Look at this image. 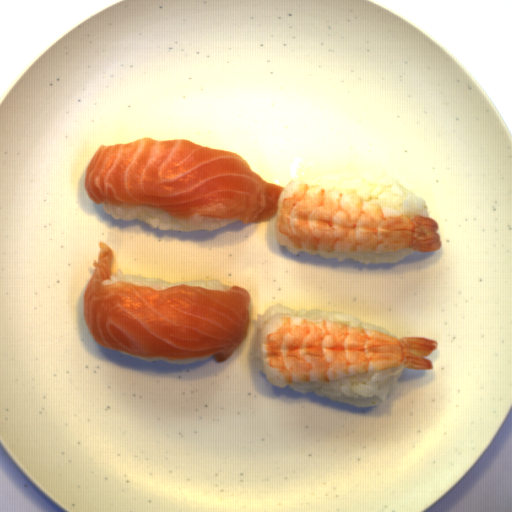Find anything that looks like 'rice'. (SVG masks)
<instances>
[{"mask_svg":"<svg viewBox=\"0 0 512 512\" xmlns=\"http://www.w3.org/2000/svg\"><path fill=\"white\" fill-rule=\"evenodd\" d=\"M289 252L298 254L299 252H306L310 255L319 254L326 258H337L338 261H345L346 259H353L362 264L379 263V264H392L399 261L417 251L412 248H404L399 251L393 252H352V251H334V252H323L307 248H298L286 246Z\"/></svg>","mask_w":512,"mask_h":512,"instance_id":"5","label":"rice"},{"mask_svg":"<svg viewBox=\"0 0 512 512\" xmlns=\"http://www.w3.org/2000/svg\"><path fill=\"white\" fill-rule=\"evenodd\" d=\"M103 209L114 219L140 220L159 231H209L228 227L240 219L181 221L172 215L157 209L138 206L108 205L105 201Z\"/></svg>","mask_w":512,"mask_h":512,"instance_id":"3","label":"rice"},{"mask_svg":"<svg viewBox=\"0 0 512 512\" xmlns=\"http://www.w3.org/2000/svg\"><path fill=\"white\" fill-rule=\"evenodd\" d=\"M404 365L390 367L358 375L347 376L336 381H299L283 383L269 380L278 387L289 386L297 392H314L323 398L343 401L361 407H376L384 402L397 388Z\"/></svg>","mask_w":512,"mask_h":512,"instance_id":"2","label":"rice"},{"mask_svg":"<svg viewBox=\"0 0 512 512\" xmlns=\"http://www.w3.org/2000/svg\"><path fill=\"white\" fill-rule=\"evenodd\" d=\"M276 313H290L293 316H302L309 320H318L322 317H325L329 321H338L347 326L357 327V328H366V329H376L388 336L398 338L393 332H391L386 327L377 326L373 324L360 323L356 318L351 317L345 313L340 311H321L317 308H311L307 312H298L295 309L287 307L281 303H273L269 304L265 307L263 313H257L256 320H253L255 333H254V360L256 370L260 373H264L262 366V358H261V330L264 327L265 323L269 318H271ZM399 339V338H398Z\"/></svg>","mask_w":512,"mask_h":512,"instance_id":"4","label":"rice"},{"mask_svg":"<svg viewBox=\"0 0 512 512\" xmlns=\"http://www.w3.org/2000/svg\"><path fill=\"white\" fill-rule=\"evenodd\" d=\"M119 351V350H118ZM119 353L125 355V356H129V357H133V358H136V359H140V360H143V361H156V360H163L164 362H166L167 364H186V363H192V362H198V361H204L208 358H210L212 355H208V356H203V357H198V358H184V359H169L167 357H142V356H134L132 354H129L125 351H119Z\"/></svg>","mask_w":512,"mask_h":512,"instance_id":"7","label":"rice"},{"mask_svg":"<svg viewBox=\"0 0 512 512\" xmlns=\"http://www.w3.org/2000/svg\"><path fill=\"white\" fill-rule=\"evenodd\" d=\"M118 281H127L131 284H138L144 286H151L156 291H163L167 288L174 287L177 285L185 284L187 286H202L208 290H223L230 291V285H227L220 279L213 280H200V281H192V282H184V283H170L168 281L162 280L157 277H144L143 274L139 275H130L124 274L120 269L115 273L111 274L108 279L101 280V285H111Z\"/></svg>","mask_w":512,"mask_h":512,"instance_id":"6","label":"rice"},{"mask_svg":"<svg viewBox=\"0 0 512 512\" xmlns=\"http://www.w3.org/2000/svg\"><path fill=\"white\" fill-rule=\"evenodd\" d=\"M296 181L357 191L364 200L396 209L407 218L430 217L424 198L371 160L356 157L321 159L296 170Z\"/></svg>","mask_w":512,"mask_h":512,"instance_id":"1","label":"rice"}]
</instances>
